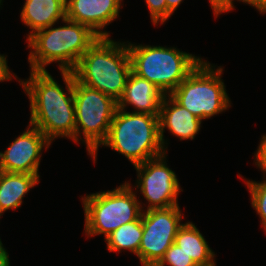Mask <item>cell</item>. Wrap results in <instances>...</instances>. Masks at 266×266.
I'll return each mask as SVG.
<instances>
[{
    "mask_svg": "<svg viewBox=\"0 0 266 266\" xmlns=\"http://www.w3.org/2000/svg\"><path fill=\"white\" fill-rule=\"evenodd\" d=\"M131 71L155 84L166 95L205 59L175 46L149 45L127 41Z\"/></svg>",
    "mask_w": 266,
    "mask_h": 266,
    "instance_id": "cell-5",
    "label": "cell"
},
{
    "mask_svg": "<svg viewBox=\"0 0 266 266\" xmlns=\"http://www.w3.org/2000/svg\"><path fill=\"white\" fill-rule=\"evenodd\" d=\"M3 2H5V1L4 0H0V10L2 9Z\"/></svg>",
    "mask_w": 266,
    "mask_h": 266,
    "instance_id": "cell-28",
    "label": "cell"
},
{
    "mask_svg": "<svg viewBox=\"0 0 266 266\" xmlns=\"http://www.w3.org/2000/svg\"><path fill=\"white\" fill-rule=\"evenodd\" d=\"M75 143L91 156L105 141L118 102L74 78Z\"/></svg>",
    "mask_w": 266,
    "mask_h": 266,
    "instance_id": "cell-8",
    "label": "cell"
},
{
    "mask_svg": "<svg viewBox=\"0 0 266 266\" xmlns=\"http://www.w3.org/2000/svg\"><path fill=\"white\" fill-rule=\"evenodd\" d=\"M99 37L87 25L66 18L37 31L25 43L30 49L29 70L47 71L50 64L56 63L59 71H72Z\"/></svg>",
    "mask_w": 266,
    "mask_h": 266,
    "instance_id": "cell-2",
    "label": "cell"
},
{
    "mask_svg": "<svg viewBox=\"0 0 266 266\" xmlns=\"http://www.w3.org/2000/svg\"><path fill=\"white\" fill-rule=\"evenodd\" d=\"M0 266H11L10 256L0 237Z\"/></svg>",
    "mask_w": 266,
    "mask_h": 266,
    "instance_id": "cell-26",
    "label": "cell"
},
{
    "mask_svg": "<svg viewBox=\"0 0 266 266\" xmlns=\"http://www.w3.org/2000/svg\"><path fill=\"white\" fill-rule=\"evenodd\" d=\"M20 10L22 24L30 29L26 32V43L37 31L66 18V0H25Z\"/></svg>",
    "mask_w": 266,
    "mask_h": 266,
    "instance_id": "cell-15",
    "label": "cell"
},
{
    "mask_svg": "<svg viewBox=\"0 0 266 266\" xmlns=\"http://www.w3.org/2000/svg\"><path fill=\"white\" fill-rule=\"evenodd\" d=\"M184 0H166L167 3V21L174 15Z\"/></svg>",
    "mask_w": 266,
    "mask_h": 266,
    "instance_id": "cell-25",
    "label": "cell"
},
{
    "mask_svg": "<svg viewBox=\"0 0 266 266\" xmlns=\"http://www.w3.org/2000/svg\"><path fill=\"white\" fill-rule=\"evenodd\" d=\"M130 72L127 42L111 37H99L72 70L81 84L97 89L117 102L123 95Z\"/></svg>",
    "mask_w": 266,
    "mask_h": 266,
    "instance_id": "cell-3",
    "label": "cell"
},
{
    "mask_svg": "<svg viewBox=\"0 0 266 266\" xmlns=\"http://www.w3.org/2000/svg\"><path fill=\"white\" fill-rule=\"evenodd\" d=\"M236 1L248 5V0H208L214 19L219 18V16L223 15V13H232V11L235 10L236 5L234 2Z\"/></svg>",
    "mask_w": 266,
    "mask_h": 266,
    "instance_id": "cell-22",
    "label": "cell"
},
{
    "mask_svg": "<svg viewBox=\"0 0 266 266\" xmlns=\"http://www.w3.org/2000/svg\"><path fill=\"white\" fill-rule=\"evenodd\" d=\"M110 148L133 166L165 153L160 139L159 116L117 109L105 141L90 156L95 164L99 149Z\"/></svg>",
    "mask_w": 266,
    "mask_h": 266,
    "instance_id": "cell-4",
    "label": "cell"
},
{
    "mask_svg": "<svg viewBox=\"0 0 266 266\" xmlns=\"http://www.w3.org/2000/svg\"><path fill=\"white\" fill-rule=\"evenodd\" d=\"M26 79L17 82L29 99V124L53 143L58 138L75 143L74 75L59 71L63 86L47 71L29 70ZM65 86V87H64Z\"/></svg>",
    "mask_w": 266,
    "mask_h": 266,
    "instance_id": "cell-1",
    "label": "cell"
},
{
    "mask_svg": "<svg viewBox=\"0 0 266 266\" xmlns=\"http://www.w3.org/2000/svg\"><path fill=\"white\" fill-rule=\"evenodd\" d=\"M182 211L177 205L142 212L143 235L138 252L141 266H156L164 257L184 224L185 213Z\"/></svg>",
    "mask_w": 266,
    "mask_h": 266,
    "instance_id": "cell-10",
    "label": "cell"
},
{
    "mask_svg": "<svg viewBox=\"0 0 266 266\" xmlns=\"http://www.w3.org/2000/svg\"><path fill=\"white\" fill-rule=\"evenodd\" d=\"M259 141L257 149L253 153V165L259 169L258 171L266 173V134H263Z\"/></svg>",
    "mask_w": 266,
    "mask_h": 266,
    "instance_id": "cell-23",
    "label": "cell"
},
{
    "mask_svg": "<svg viewBox=\"0 0 266 266\" xmlns=\"http://www.w3.org/2000/svg\"><path fill=\"white\" fill-rule=\"evenodd\" d=\"M143 235L142 215L132 222L121 225L105 239L109 252L122 253L127 251L138 257Z\"/></svg>",
    "mask_w": 266,
    "mask_h": 266,
    "instance_id": "cell-18",
    "label": "cell"
},
{
    "mask_svg": "<svg viewBox=\"0 0 266 266\" xmlns=\"http://www.w3.org/2000/svg\"><path fill=\"white\" fill-rule=\"evenodd\" d=\"M167 152L149 159L144 163L133 166L136 170V180L132 184L139 199L142 211L150 209L169 208L179 205V194L183 192L178 176L168 166Z\"/></svg>",
    "mask_w": 266,
    "mask_h": 266,
    "instance_id": "cell-9",
    "label": "cell"
},
{
    "mask_svg": "<svg viewBox=\"0 0 266 266\" xmlns=\"http://www.w3.org/2000/svg\"><path fill=\"white\" fill-rule=\"evenodd\" d=\"M223 71L205 58L170 95L202 121L223 114L233 105Z\"/></svg>",
    "mask_w": 266,
    "mask_h": 266,
    "instance_id": "cell-7",
    "label": "cell"
},
{
    "mask_svg": "<svg viewBox=\"0 0 266 266\" xmlns=\"http://www.w3.org/2000/svg\"><path fill=\"white\" fill-rule=\"evenodd\" d=\"M262 180L256 181L249 178H243L240 173L237 174L238 178L243 180L250 194L251 208L255 210L254 212L258 215L260 220V226L266 235V173L262 174Z\"/></svg>",
    "mask_w": 266,
    "mask_h": 266,
    "instance_id": "cell-19",
    "label": "cell"
},
{
    "mask_svg": "<svg viewBox=\"0 0 266 266\" xmlns=\"http://www.w3.org/2000/svg\"><path fill=\"white\" fill-rule=\"evenodd\" d=\"M165 95L155 84L131 71L123 95L118 100V108L129 112L159 116Z\"/></svg>",
    "mask_w": 266,
    "mask_h": 266,
    "instance_id": "cell-14",
    "label": "cell"
},
{
    "mask_svg": "<svg viewBox=\"0 0 266 266\" xmlns=\"http://www.w3.org/2000/svg\"><path fill=\"white\" fill-rule=\"evenodd\" d=\"M149 11L152 25H165L167 22V3L166 0H144Z\"/></svg>",
    "mask_w": 266,
    "mask_h": 266,
    "instance_id": "cell-21",
    "label": "cell"
},
{
    "mask_svg": "<svg viewBox=\"0 0 266 266\" xmlns=\"http://www.w3.org/2000/svg\"><path fill=\"white\" fill-rule=\"evenodd\" d=\"M124 0H66V19L87 25L100 37H111L105 29L120 16Z\"/></svg>",
    "mask_w": 266,
    "mask_h": 266,
    "instance_id": "cell-12",
    "label": "cell"
},
{
    "mask_svg": "<svg viewBox=\"0 0 266 266\" xmlns=\"http://www.w3.org/2000/svg\"><path fill=\"white\" fill-rule=\"evenodd\" d=\"M248 5L256 9L260 15H266V0H248Z\"/></svg>",
    "mask_w": 266,
    "mask_h": 266,
    "instance_id": "cell-27",
    "label": "cell"
},
{
    "mask_svg": "<svg viewBox=\"0 0 266 266\" xmlns=\"http://www.w3.org/2000/svg\"><path fill=\"white\" fill-rule=\"evenodd\" d=\"M156 266H197L181 247L173 243Z\"/></svg>",
    "mask_w": 266,
    "mask_h": 266,
    "instance_id": "cell-20",
    "label": "cell"
},
{
    "mask_svg": "<svg viewBox=\"0 0 266 266\" xmlns=\"http://www.w3.org/2000/svg\"><path fill=\"white\" fill-rule=\"evenodd\" d=\"M27 128L0 151V171L27 173L40 177V162L44 150L52 143L36 127L27 124Z\"/></svg>",
    "mask_w": 266,
    "mask_h": 266,
    "instance_id": "cell-11",
    "label": "cell"
},
{
    "mask_svg": "<svg viewBox=\"0 0 266 266\" xmlns=\"http://www.w3.org/2000/svg\"><path fill=\"white\" fill-rule=\"evenodd\" d=\"M195 224L186 220L178 229L174 243L181 247L197 266H217V254Z\"/></svg>",
    "mask_w": 266,
    "mask_h": 266,
    "instance_id": "cell-17",
    "label": "cell"
},
{
    "mask_svg": "<svg viewBox=\"0 0 266 266\" xmlns=\"http://www.w3.org/2000/svg\"><path fill=\"white\" fill-rule=\"evenodd\" d=\"M112 190L80 196L84 211V235L104 239L121 225L137 220L142 208L136 191L126 181Z\"/></svg>",
    "mask_w": 266,
    "mask_h": 266,
    "instance_id": "cell-6",
    "label": "cell"
},
{
    "mask_svg": "<svg viewBox=\"0 0 266 266\" xmlns=\"http://www.w3.org/2000/svg\"><path fill=\"white\" fill-rule=\"evenodd\" d=\"M8 66V55L0 53V83L11 82L17 79L16 73Z\"/></svg>",
    "mask_w": 266,
    "mask_h": 266,
    "instance_id": "cell-24",
    "label": "cell"
},
{
    "mask_svg": "<svg viewBox=\"0 0 266 266\" xmlns=\"http://www.w3.org/2000/svg\"><path fill=\"white\" fill-rule=\"evenodd\" d=\"M204 122L181 106L170 94L165 95L161 104L159 115L160 139L165 152L168 153V134L179 141H193L201 131Z\"/></svg>",
    "mask_w": 266,
    "mask_h": 266,
    "instance_id": "cell-13",
    "label": "cell"
},
{
    "mask_svg": "<svg viewBox=\"0 0 266 266\" xmlns=\"http://www.w3.org/2000/svg\"><path fill=\"white\" fill-rule=\"evenodd\" d=\"M38 175L0 171V219L7 211L19 210L31 189L40 183Z\"/></svg>",
    "mask_w": 266,
    "mask_h": 266,
    "instance_id": "cell-16",
    "label": "cell"
}]
</instances>
